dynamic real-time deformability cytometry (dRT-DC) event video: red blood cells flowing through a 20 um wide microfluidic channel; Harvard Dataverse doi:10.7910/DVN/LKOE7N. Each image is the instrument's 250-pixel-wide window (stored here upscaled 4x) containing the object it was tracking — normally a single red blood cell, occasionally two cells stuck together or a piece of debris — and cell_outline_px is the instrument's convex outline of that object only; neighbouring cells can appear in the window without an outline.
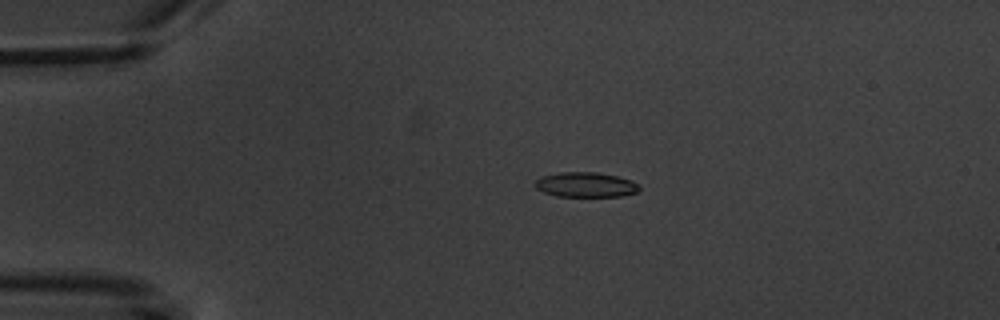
{"species": "common noctule bat (a hibernating species)", "species_latin": "Nyctalus noctula", "temperature_condition": "warm", "stored_images_in_passage": 5, "camera_frame_rate_fps": 3000, "um_per_image_px": 0.085, "animal": {"sex": "male", "body_mass_g": 20.1, "forearm_length_mm": 53.5}, "frame": {"image": 1, "passage_image": 3, "time_ms": 3.0, "image_size_px": [1000, 320], "cell_outline_px": [[640, 188], [636, 192], [620, 196], [556, 196], [544, 192], [536, 188], [532, 184], [540, 176], [560, 172], [596, 172], [616, 176], [632, 180], [640, 184]], "centroid_in_image_um": [49.76, 15.69], "position_along_channel_um": 35.2, "area_um2": 15.2}}
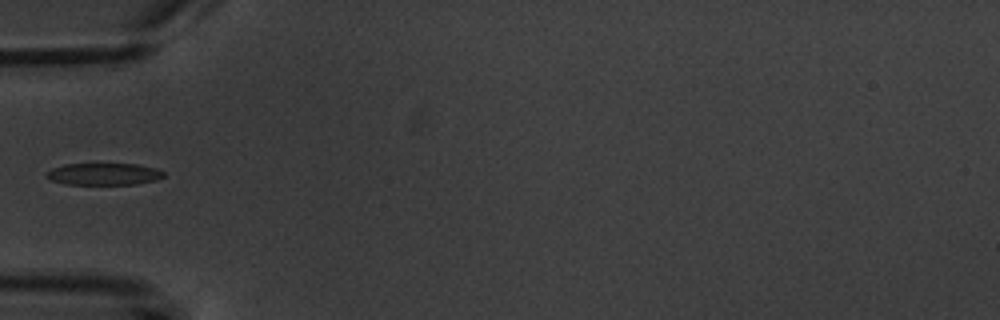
{"frame": {"image": 2, "passage_image": 5, "time_ms": 5.333, "image_size_px": [1000, 320], "cell_outline_px": [[164, 176], [156, 180], [136, 184], [64, 184], [52, 180], [44, 176], [52, 168], [64, 164], [136, 164], [156, 168], [164, 172]], "centroid_in_image_um": [8.82, 14.79], "position_along_channel_um": 76.2, "area_um2": 14.91}}